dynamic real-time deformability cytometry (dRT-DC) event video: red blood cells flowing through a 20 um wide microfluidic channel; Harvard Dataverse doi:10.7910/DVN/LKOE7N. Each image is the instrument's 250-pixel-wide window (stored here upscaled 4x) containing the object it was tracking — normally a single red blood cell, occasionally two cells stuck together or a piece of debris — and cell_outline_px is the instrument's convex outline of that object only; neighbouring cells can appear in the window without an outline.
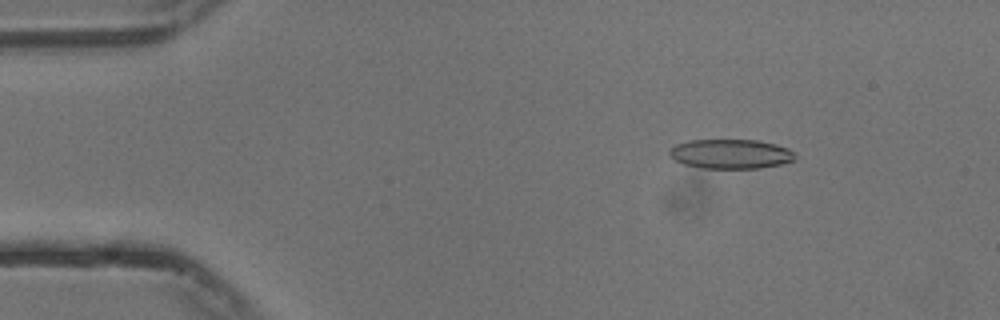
{"species": "common noctule bat (a hibernating species)", "species_latin": "Nyctalus noctula", "temperature_condition": "cold", "stored_images_in_passage": 50, "camera_frame_rate_fps": 3000, "um_per_image_px": 0.085, "animal": {"sex": "male", "body_mass_g": 13.3}, "frame": {"image": 1, "passage_image": 2, "time_ms": 0.333, "image_size_px": [1000, 320], "cell_outline_px": [[796, 160], [780, 164], [760, 168], [700, 168], [684, 164], [676, 160], [668, 152], [676, 144], [688, 140], [756, 140], [776, 144], [788, 148], [796, 156]], "centroid_in_image_um": [62.13, 13.08], "position_along_channel_um": 22.9, "area_um2": 21.5}}
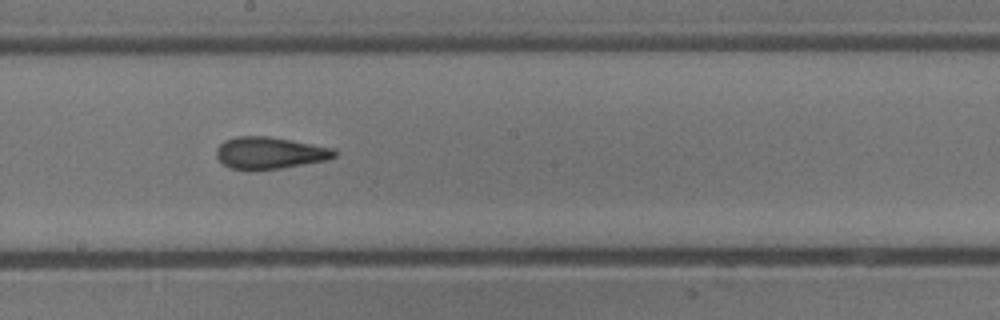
{"frame": {"image": 2, "passage_image": 24, "time_ms": 7.667, "image_size_px": [1000, 320], "cell_outline_px": [[336, 156], [324, 160], [280, 168], [228, 168], [216, 156], [216, 148], [224, 140], [236, 136], [268, 136], [336, 148]], "centroid_in_image_um": [22.92, 12.96], "position_along_channel_um": 225.3, "area_um2": 21.5}}
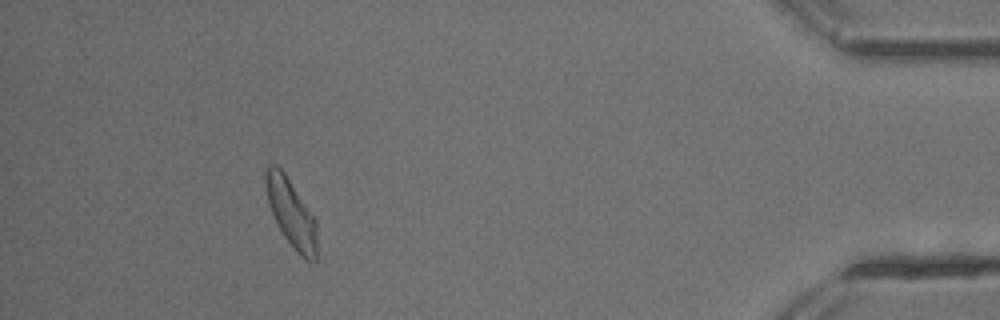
{"frame": {"image": 3, "passage_image": 44, "time_ms": 14.333, "image_size_px": [1000, 320], "cell_outline_px": [[316, 260], [304, 260], [296, 252], [284, 236], [268, 204], [264, 184], [264, 172], [268, 164], [276, 164], [284, 172], [316, 220]], "centroid_in_image_um": [24.72, 18.07], "position_along_channel_um": 410.5, "area_um2": 20.17}, "authors_computed_cell_mechanics": {"area_um2": 21.5016, "velocity_mm_per_s": 3.7452, "shape_relaxation_time_tau1_ms": null, "shape_relaxation_time_tau2_ms": 2.3093, "deformation_change_tau1": null, "deformation_change_tau2": 0.1021}}